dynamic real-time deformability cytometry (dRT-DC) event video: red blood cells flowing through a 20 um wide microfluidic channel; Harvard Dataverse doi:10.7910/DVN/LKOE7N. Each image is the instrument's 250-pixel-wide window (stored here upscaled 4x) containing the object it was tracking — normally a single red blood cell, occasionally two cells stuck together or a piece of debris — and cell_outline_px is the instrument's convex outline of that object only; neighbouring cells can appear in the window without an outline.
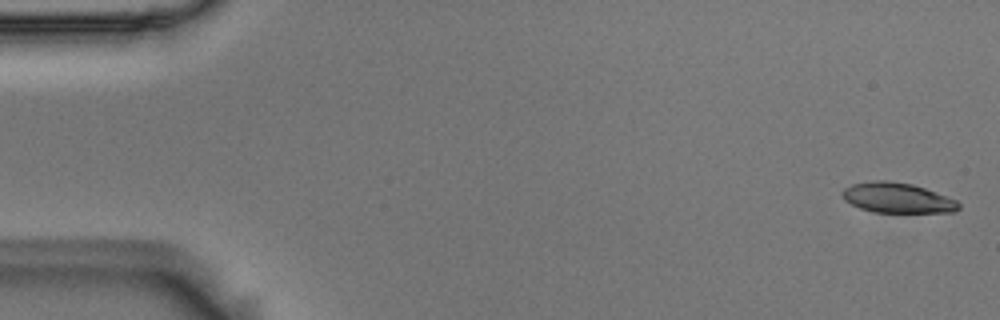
{"species": "Egyptian fruit bat (a non-hibernating species)", "species_latin": "Rousettus aegyptiacus", "temperature_condition": "room temperature", "stored_images_in_passage": 4, "camera_frame_rate_fps": 3000, "um_per_image_px": 0.085, "animal": {"sex": "male"}, "frame": {"image": 1, "passage_image": 1, "time_ms": 0.0, "image_size_px": [1000, 320], "cell_outline_px": [[960, 208], [956, 212], [876, 212], [860, 208], [844, 200], [840, 192], [844, 188], [852, 184], [872, 180], [888, 180], [912, 184], [936, 192], [956, 200], [960, 204]], "centroid_in_image_um": [76.26, 16.81], "position_along_channel_um": 8.7, "area_um2": 20.46}}
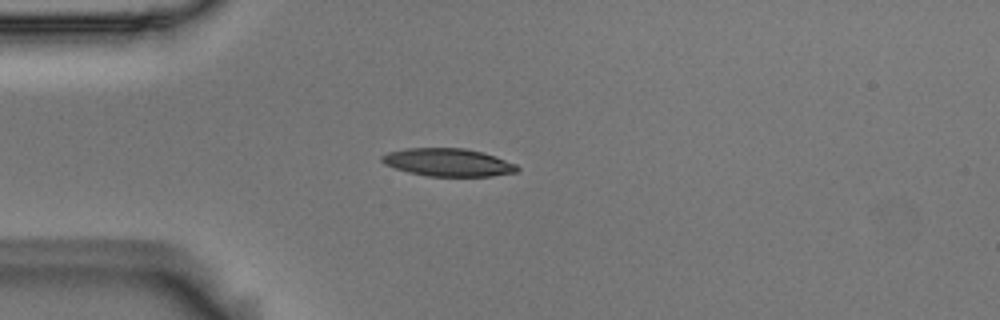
{"frame": {"image": 2, "passage_image": 4, "time_ms": 1.0, "image_size_px": [1000, 320], "cell_outline_px": [[520, 168], [516, 172], [492, 176], [428, 176], [408, 172], [384, 164], [380, 160], [380, 156], [388, 152], [404, 148], [464, 148], [484, 152], [496, 156], [516, 164]], "centroid_in_image_um": [38.08, 13.79], "position_along_channel_um": 46.9, "area_um2": 22.08}}